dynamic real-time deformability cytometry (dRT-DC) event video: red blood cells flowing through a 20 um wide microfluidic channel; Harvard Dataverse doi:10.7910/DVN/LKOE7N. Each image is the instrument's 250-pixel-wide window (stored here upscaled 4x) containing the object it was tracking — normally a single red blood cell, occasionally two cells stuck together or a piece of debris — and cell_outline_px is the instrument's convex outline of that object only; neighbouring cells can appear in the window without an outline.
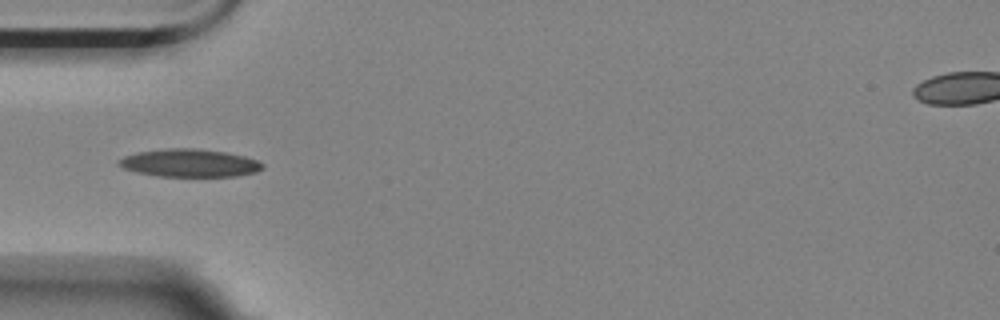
{"species": "Egyptian fruit bat (a non-hibernating species)", "species_latin": "Rousettus aegyptiacus", "temperature_condition": "room temperature", "stored_images_in_passage": 40, "camera_frame_rate_fps": 3000, "um_per_image_px": 0.085, "animal": {"sex": "female"}, "frame": {"image": 1, "passage_image": 1, "time_ms": 0.0, "image_size_px": [1000, 320], "cell_outline_px": [[264, 168], [256, 172], [236, 176], [156, 176], [136, 172], [124, 168], [116, 164], [116, 160], [124, 156], [136, 152], [168, 148], [196, 148], [224, 152], [244, 156], [256, 160], [264, 164]], "centroid_in_image_um": [16.07, 13.85], "position_along_channel_um": 68.9, "area_um2": 23.41}}
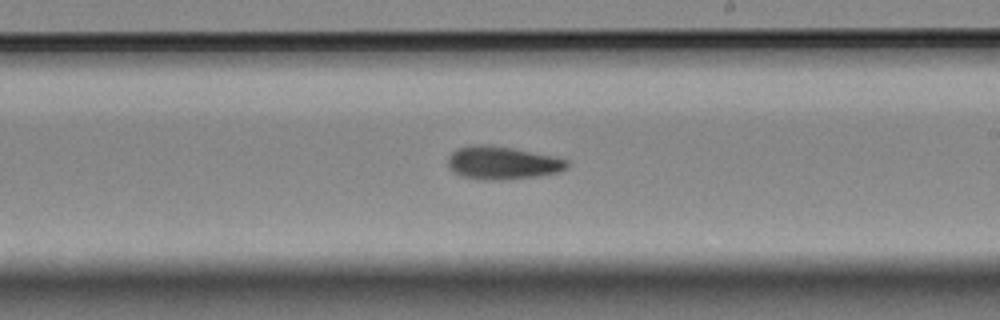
{"frame": {"image": 2, "passage_image": 16, "time_ms": 5.0, "image_size_px": [1000, 320], "cell_outline_px": [[568, 168], [560, 172], [536, 176], [504, 180], [480, 180], [460, 176], [452, 172], [448, 168], [448, 156], [456, 148], [472, 144], [484, 144], [508, 148], [552, 156], [568, 160]], "centroid_in_image_um": [42.64, 13.86], "position_along_channel_um": 246.4, "area_um2": 23.0}}
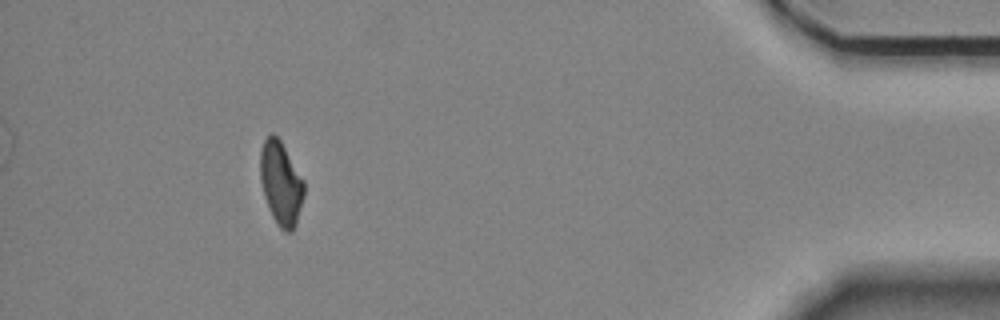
{"frame": {"image": 3, "passage_image": 35, "time_ms": 11.333, "image_size_px": [1000, 320], "cell_outline_px": [[304, 196], [296, 224], [292, 232], [288, 232], [280, 228], [276, 224], [272, 216], [264, 196], [260, 180], [260, 152], [264, 140], [272, 132], [280, 140], [304, 180]], "centroid_in_image_um": [23.87, 15.59], "position_along_channel_um": 411.3, "area_um2": 21.27}, "authors_computed_cell_mechanics": {"area_um2": 21.9062, "velocity_mm_per_s": 3.5301, "shape_relaxation_time_tau1_ms": 6.9391, "shape_relaxation_time_tau2_ms": 7.144, "deformation_change_tau1": 0.1564, "deformation_change_tau2": 0.1324}}